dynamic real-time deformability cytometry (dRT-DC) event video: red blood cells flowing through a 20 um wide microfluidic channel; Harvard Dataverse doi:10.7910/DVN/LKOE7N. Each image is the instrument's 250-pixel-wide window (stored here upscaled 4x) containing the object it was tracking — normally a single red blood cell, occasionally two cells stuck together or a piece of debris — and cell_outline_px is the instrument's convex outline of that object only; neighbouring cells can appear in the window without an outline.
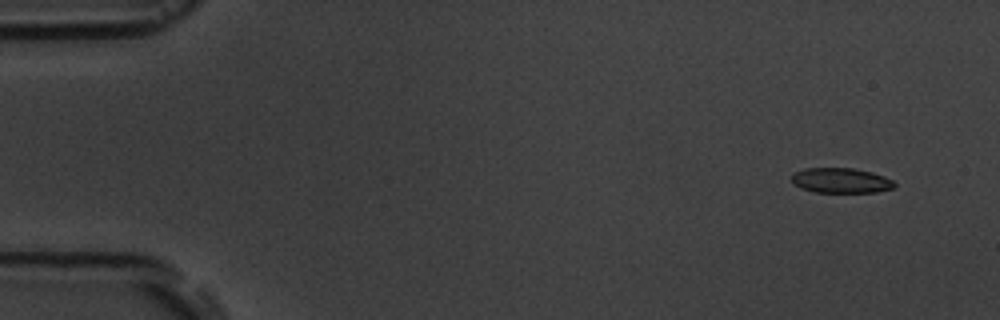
{"species": "common noctule bat (a hibernating species)", "species_latin": "Nyctalus noctula", "temperature_condition": "room temperature", "stored_images_in_passage": 5, "camera_frame_rate_fps": 3000, "um_per_image_px": 0.085, "animal": {"sex": "male", "body_mass_g": 19.5, "forearm_length_mm": 54.6}, "frame": {"image": 1, "passage_image": 1, "time_ms": 0.0, "image_size_px": [1000, 320], "cell_outline_px": [[896, 184], [892, 188], [876, 192], [816, 192], [800, 188], [792, 184], [792, 176], [796, 172], [804, 168], [852, 168], [872, 172], [884, 176], [892, 180]], "centroid_in_image_um": [71.46, 15.34], "position_along_channel_um": 13.5, "area_um2": 14.97}}
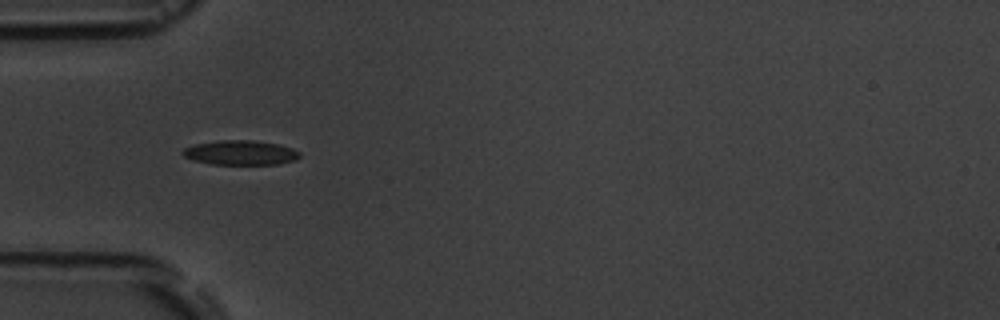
{"frame": {"image": 2, "passage_image": 5, "time_ms": 4.667, "image_size_px": [1000, 320], "cell_outline_px": [[300, 156], [296, 160], [280, 164], [212, 164], [192, 160], [184, 156], [180, 152], [184, 148], [196, 144], [220, 140], [252, 140], [276, 144], [292, 148], [300, 152]], "centroid_in_image_um": [20.44, 12.98], "position_along_channel_um": 64.6, "area_um2": 16.7}}